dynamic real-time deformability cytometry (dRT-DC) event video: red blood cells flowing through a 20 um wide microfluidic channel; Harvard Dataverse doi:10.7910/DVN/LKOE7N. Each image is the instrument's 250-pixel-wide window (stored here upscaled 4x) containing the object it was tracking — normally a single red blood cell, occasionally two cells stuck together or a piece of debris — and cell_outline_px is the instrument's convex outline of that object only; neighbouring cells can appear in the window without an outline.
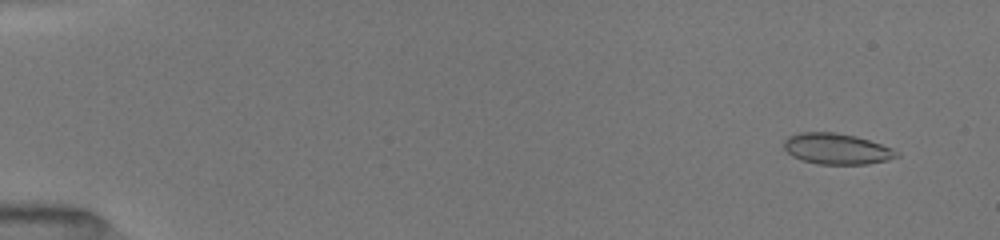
{"species": "common noctule bat (a hibernating species)", "species_latin": "Nyctalus noctula", "temperature_condition": "room temperature", "stored_images_in_passage": 21, "camera_frame_rate_fps": 3000, "um_per_image_px": 0.085, "animal": {"sex": "female", "body_mass_g": 19.5, "forearm_length_mm": 54.1}, "frame": {"image": 1, "passage_image": 3, "time_ms": 1.0, "image_size_px": [1000, 240], "cell_outline_px": [[900, 156], [888, 160], [868, 164], [820, 164], [800, 160], [792, 156], [784, 148], [784, 140], [788, 136], [800, 132], [836, 132], [856, 136], [892, 148], [900, 152]], "centroid_in_image_um": [71.12, 12.65], "position_along_channel_um": 13.9, "area_um2": 20.4}}
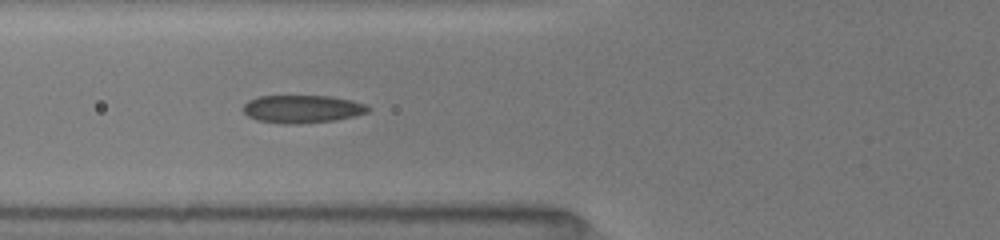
{"frame": {"image": 2, "passage_image": 16, "time_ms": 6.667, "image_size_px": [1000, 240], "cell_outline_px": [[368, 112], [336, 120], [300, 124], [284, 124], [256, 120], [248, 116], [240, 108], [248, 100], [256, 96], [332, 96], [352, 100], [364, 104], [368, 108]], "centroid_in_image_um": [25.62, 9.26], "position_along_channel_um": 100.2, "area_um2": 20.4}}
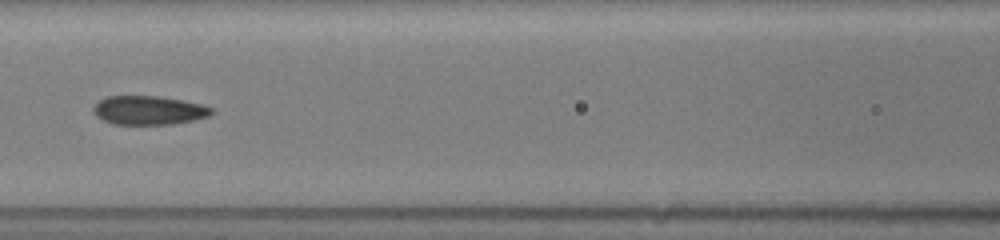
{"frame": {"image": 3, "passage_image": 19, "time_ms": 8.0, "image_size_px": [1000, 240], "cell_outline_px": [[216, 112], [208, 116], [196, 120], [172, 124], [112, 124], [96, 116], [92, 112], [92, 108], [100, 100], [108, 96], [160, 96], [184, 100], [204, 104], [212, 108]], "centroid_in_image_um": [12.69, 9.37], "position_along_channel_um": 153.9, "area_um2": 20.11}}